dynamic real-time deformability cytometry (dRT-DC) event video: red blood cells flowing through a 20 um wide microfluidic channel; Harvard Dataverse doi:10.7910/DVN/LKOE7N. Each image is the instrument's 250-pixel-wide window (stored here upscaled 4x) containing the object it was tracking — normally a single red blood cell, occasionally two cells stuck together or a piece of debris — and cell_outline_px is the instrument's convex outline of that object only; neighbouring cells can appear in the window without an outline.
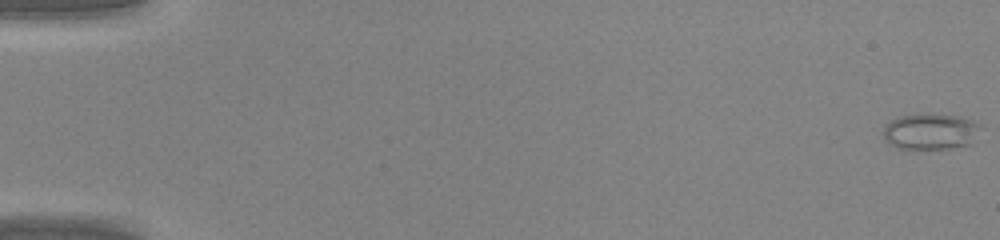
{"species": "common noctule bat (a hibernating species)", "species_latin": "Nyctalus noctula", "temperature_condition": "warm", "stored_images_in_passage": 46, "camera_frame_rate_fps": 3000, "um_per_image_px": 0.085, "animal": {"sex": "male", "body_mass_g": 20.0, "forearm_length_mm": 53.3}, "frame": {"image": 1, "passage_image": 1, "time_ms": 0.0, "image_size_px": [1000, 240], "cell_outline_px": [[984, 128], [972, 144], [948, 148], [896, 148], [888, 144], [884, 140], [884, 124], [888, 120], [900, 116], [920, 112], [928, 112], [960, 116], [984, 124]], "centroid_in_image_um": [79.14, 11.13], "position_along_channel_um": 5.9, "area_um2": 21.39}}
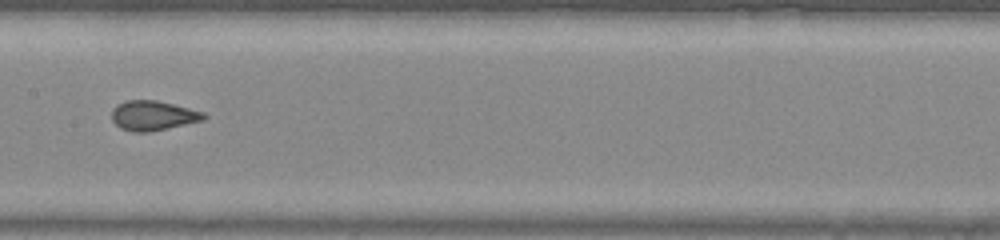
{"frame": {"image": 2, "passage_image": 25, "time_ms": 8.0, "image_size_px": [1000, 240], "cell_outline_px": [[208, 116], [204, 120], [168, 128], [148, 132], [132, 132], [120, 128], [112, 120], [112, 108], [116, 104], [128, 100], [156, 100], [204, 112]], "centroid_in_image_um": [12.99, 9.82], "position_along_channel_um": 194.4, "area_um2": 15.95}}
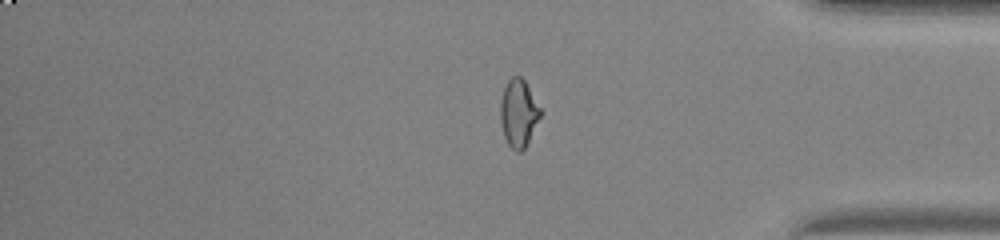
{"frame": {"image": 3, "passage_image": 39, "time_ms": 12.667, "image_size_px": [1000, 240], "cell_outline_px": [[544, 112], [524, 148], [520, 152], [516, 152], [508, 144], [504, 136], [500, 120], [500, 100], [504, 88], [508, 80], [512, 76], [520, 76], [524, 80]], "centroid_in_image_um": [44.09, 9.61], "position_along_channel_um": 391.1, "area_um2": 15.9}}